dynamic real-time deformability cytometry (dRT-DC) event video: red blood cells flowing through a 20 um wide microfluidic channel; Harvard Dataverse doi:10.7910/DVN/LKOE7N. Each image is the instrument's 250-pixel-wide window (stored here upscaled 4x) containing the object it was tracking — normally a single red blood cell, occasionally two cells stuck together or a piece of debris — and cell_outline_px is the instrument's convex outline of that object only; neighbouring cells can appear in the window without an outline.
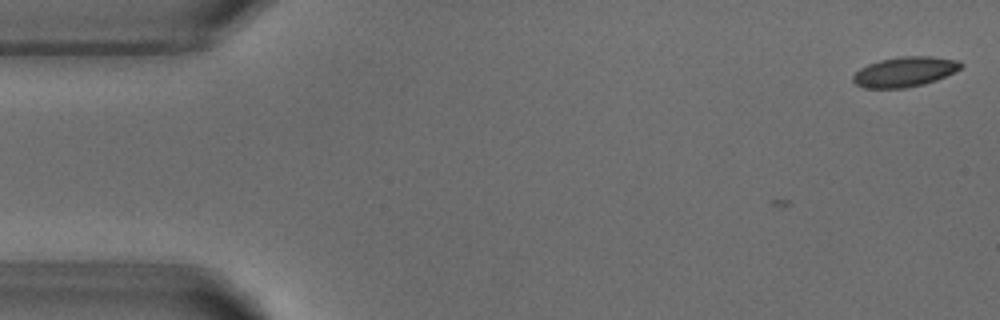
{"species": "common noctule bat (a hibernating species)", "species_latin": "Nyctalus noctula", "temperature_condition": "warm", "stored_images_in_passage": 2, "camera_frame_rate_fps": 3000, "um_per_image_px": 0.085, "animal": {"sex": "male", "body_mass_g": 18.8}, "frame": {"image": 1, "passage_image": 2, "time_ms": 0.333, "image_size_px": [1000, 320], "cell_outline_px": [[964, 64], [960, 68], [936, 80], [924, 84], [904, 88], [864, 88], [856, 84], [852, 80], [852, 76], [860, 68], [868, 64], [880, 60], [900, 56], [932, 56], [956, 60]], "centroid_in_image_um": [76.87, 6.1], "position_along_channel_um": 8.1, "area_um2": 18.73}}